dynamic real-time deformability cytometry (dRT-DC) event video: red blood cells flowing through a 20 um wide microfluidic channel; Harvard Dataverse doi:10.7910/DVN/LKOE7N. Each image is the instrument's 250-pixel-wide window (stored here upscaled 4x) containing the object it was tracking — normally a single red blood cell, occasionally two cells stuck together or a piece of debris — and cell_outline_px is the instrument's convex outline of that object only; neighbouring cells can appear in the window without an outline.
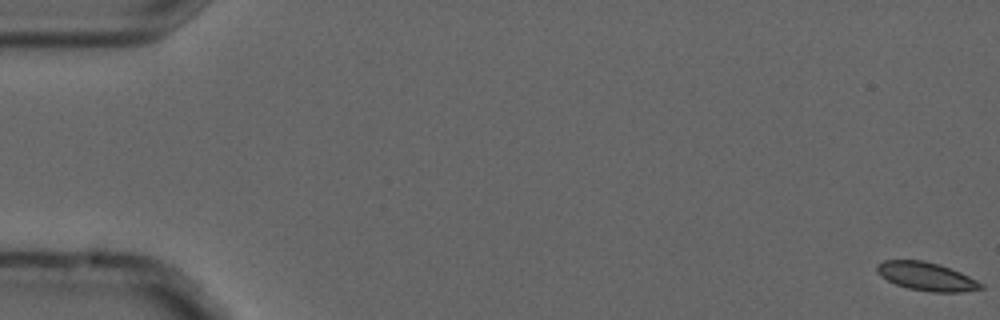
{"species": "common noctule bat (a hibernating species)", "species_latin": "Nyctalus noctula", "temperature_condition": "cold", "stored_images_in_passage": 6, "camera_frame_rate_fps": 3000, "um_per_image_px": 0.085, "animal": {"sex": "male", "forearm_length_mm": 52.5}, "frame": {"image": 1, "passage_image": 1, "time_ms": 0.0, "image_size_px": [1000, 320], "cell_outline_px": [[984, 288], [964, 292], [932, 292], [908, 288], [896, 284], [880, 276], [876, 272], [876, 264], [884, 260], [924, 260], [940, 264], [960, 272], [984, 284]], "centroid_in_image_um": [78.74, 23.49], "position_along_channel_um": 6.3, "area_um2": 17.28}}
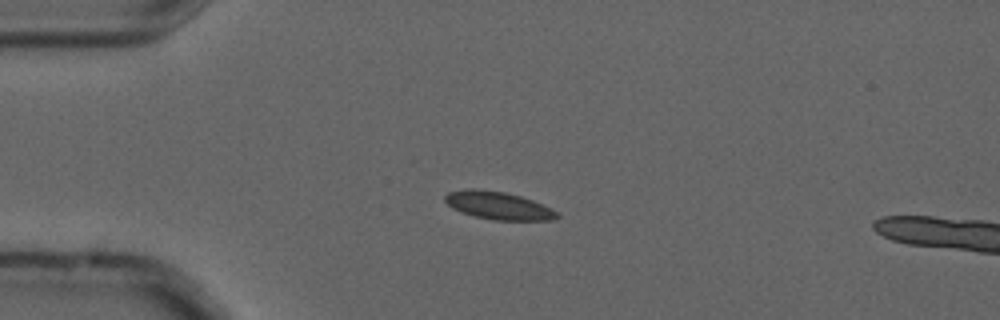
{"frame": {"image": 2, "passage_image": 5, "time_ms": 1.333, "image_size_px": [1000, 320], "cell_outline_px": [[560, 216], [556, 220], [492, 220], [460, 212], [452, 208], [444, 200], [444, 196], [448, 192], [468, 188], [476, 188], [504, 192], [520, 196], [532, 200], [560, 212]], "centroid_in_image_um": [42.37, 17.47], "position_along_channel_um": 42.6, "area_um2": 18.26}}